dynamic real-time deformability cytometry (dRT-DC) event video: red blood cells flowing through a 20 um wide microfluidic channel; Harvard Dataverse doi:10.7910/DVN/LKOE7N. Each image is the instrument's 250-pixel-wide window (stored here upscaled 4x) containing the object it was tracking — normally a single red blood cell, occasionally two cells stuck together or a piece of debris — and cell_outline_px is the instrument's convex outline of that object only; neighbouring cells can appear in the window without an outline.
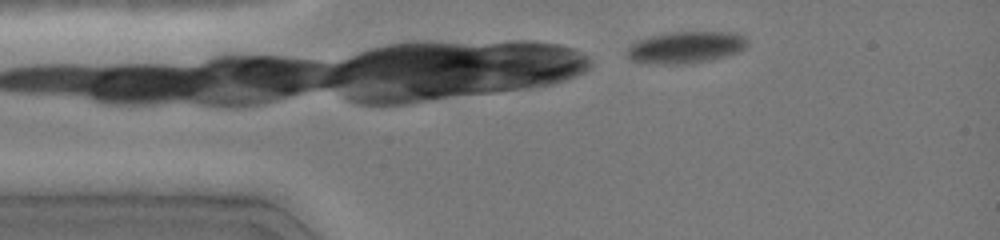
{"species": "common noctule bat (a hibernating species)", "species_latin": "Nyctalus noctula", "temperature_condition": "cold", "stored_images_in_passage": 4, "camera_frame_rate_fps": 3000, "um_per_image_px": 0.085, "animal": {"sex": "female", "body_mass_g": 19.0, "forearm_length_mm": 51.5}, "frame": {"image": 1, "passage_image": 4, "time_ms": 1.333, "image_size_px": [1000, 240], "cell_outline_px": [[748, 48], [740, 52], [712, 60], [692, 64], [652, 64], [628, 60], [624, 56], [624, 52], [632, 44], [640, 40], [652, 36], [668, 32], [732, 32], [744, 36], [748, 40]], "centroid_in_image_um": [58.3, 4.05], "position_along_channel_um": 26.7, "area_um2": 22.83}}